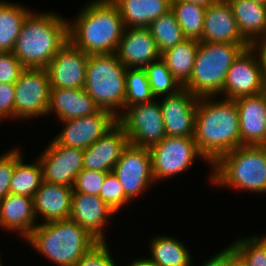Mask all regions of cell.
Returning <instances> with one entry per match:
<instances>
[{
    "mask_svg": "<svg viewBox=\"0 0 266 266\" xmlns=\"http://www.w3.org/2000/svg\"><path fill=\"white\" fill-rule=\"evenodd\" d=\"M74 266H116L106 242H98Z\"/></svg>",
    "mask_w": 266,
    "mask_h": 266,
    "instance_id": "obj_40",
    "label": "cell"
},
{
    "mask_svg": "<svg viewBox=\"0 0 266 266\" xmlns=\"http://www.w3.org/2000/svg\"><path fill=\"white\" fill-rule=\"evenodd\" d=\"M212 167V184L266 193V146L237 147L222 155Z\"/></svg>",
    "mask_w": 266,
    "mask_h": 266,
    "instance_id": "obj_6",
    "label": "cell"
},
{
    "mask_svg": "<svg viewBox=\"0 0 266 266\" xmlns=\"http://www.w3.org/2000/svg\"><path fill=\"white\" fill-rule=\"evenodd\" d=\"M15 86L14 84H0V121L14 118ZM3 119V120H2Z\"/></svg>",
    "mask_w": 266,
    "mask_h": 266,
    "instance_id": "obj_41",
    "label": "cell"
},
{
    "mask_svg": "<svg viewBox=\"0 0 266 266\" xmlns=\"http://www.w3.org/2000/svg\"><path fill=\"white\" fill-rule=\"evenodd\" d=\"M61 122L65 128L53 140L60 145L85 150L109 131L117 118L100 109L95 114Z\"/></svg>",
    "mask_w": 266,
    "mask_h": 266,
    "instance_id": "obj_14",
    "label": "cell"
},
{
    "mask_svg": "<svg viewBox=\"0 0 266 266\" xmlns=\"http://www.w3.org/2000/svg\"><path fill=\"white\" fill-rule=\"evenodd\" d=\"M24 69L13 52H0V84H14Z\"/></svg>",
    "mask_w": 266,
    "mask_h": 266,
    "instance_id": "obj_39",
    "label": "cell"
},
{
    "mask_svg": "<svg viewBox=\"0 0 266 266\" xmlns=\"http://www.w3.org/2000/svg\"><path fill=\"white\" fill-rule=\"evenodd\" d=\"M234 101L239 114L240 146H266V91Z\"/></svg>",
    "mask_w": 266,
    "mask_h": 266,
    "instance_id": "obj_17",
    "label": "cell"
},
{
    "mask_svg": "<svg viewBox=\"0 0 266 266\" xmlns=\"http://www.w3.org/2000/svg\"><path fill=\"white\" fill-rule=\"evenodd\" d=\"M206 7L183 0H171L174 13L183 35L187 39L200 40L204 27Z\"/></svg>",
    "mask_w": 266,
    "mask_h": 266,
    "instance_id": "obj_31",
    "label": "cell"
},
{
    "mask_svg": "<svg viewBox=\"0 0 266 266\" xmlns=\"http://www.w3.org/2000/svg\"><path fill=\"white\" fill-rule=\"evenodd\" d=\"M225 266H248L244 258L231 246L225 248Z\"/></svg>",
    "mask_w": 266,
    "mask_h": 266,
    "instance_id": "obj_43",
    "label": "cell"
},
{
    "mask_svg": "<svg viewBox=\"0 0 266 266\" xmlns=\"http://www.w3.org/2000/svg\"><path fill=\"white\" fill-rule=\"evenodd\" d=\"M69 22V41L86 54L116 53L124 31L119 9L111 0L87 3Z\"/></svg>",
    "mask_w": 266,
    "mask_h": 266,
    "instance_id": "obj_3",
    "label": "cell"
},
{
    "mask_svg": "<svg viewBox=\"0 0 266 266\" xmlns=\"http://www.w3.org/2000/svg\"><path fill=\"white\" fill-rule=\"evenodd\" d=\"M108 173L109 172L82 169L75 179L72 187L73 193L99 196Z\"/></svg>",
    "mask_w": 266,
    "mask_h": 266,
    "instance_id": "obj_37",
    "label": "cell"
},
{
    "mask_svg": "<svg viewBox=\"0 0 266 266\" xmlns=\"http://www.w3.org/2000/svg\"><path fill=\"white\" fill-rule=\"evenodd\" d=\"M88 56L68 41L46 68L51 88H84Z\"/></svg>",
    "mask_w": 266,
    "mask_h": 266,
    "instance_id": "obj_15",
    "label": "cell"
},
{
    "mask_svg": "<svg viewBox=\"0 0 266 266\" xmlns=\"http://www.w3.org/2000/svg\"><path fill=\"white\" fill-rule=\"evenodd\" d=\"M112 172L131 201L155 182L149 148L128 144Z\"/></svg>",
    "mask_w": 266,
    "mask_h": 266,
    "instance_id": "obj_11",
    "label": "cell"
},
{
    "mask_svg": "<svg viewBox=\"0 0 266 266\" xmlns=\"http://www.w3.org/2000/svg\"><path fill=\"white\" fill-rule=\"evenodd\" d=\"M56 12L28 14L14 50L24 68L46 69L51 59L69 41V22Z\"/></svg>",
    "mask_w": 266,
    "mask_h": 266,
    "instance_id": "obj_2",
    "label": "cell"
},
{
    "mask_svg": "<svg viewBox=\"0 0 266 266\" xmlns=\"http://www.w3.org/2000/svg\"><path fill=\"white\" fill-rule=\"evenodd\" d=\"M231 246L244 258L248 266H266V235L238 239Z\"/></svg>",
    "mask_w": 266,
    "mask_h": 266,
    "instance_id": "obj_35",
    "label": "cell"
},
{
    "mask_svg": "<svg viewBox=\"0 0 266 266\" xmlns=\"http://www.w3.org/2000/svg\"><path fill=\"white\" fill-rule=\"evenodd\" d=\"M129 266H157L149 258L135 259Z\"/></svg>",
    "mask_w": 266,
    "mask_h": 266,
    "instance_id": "obj_45",
    "label": "cell"
},
{
    "mask_svg": "<svg viewBox=\"0 0 266 266\" xmlns=\"http://www.w3.org/2000/svg\"><path fill=\"white\" fill-rule=\"evenodd\" d=\"M249 46L250 43L200 41L192 74L183 88L198 98L218 97L233 61Z\"/></svg>",
    "mask_w": 266,
    "mask_h": 266,
    "instance_id": "obj_5",
    "label": "cell"
},
{
    "mask_svg": "<svg viewBox=\"0 0 266 266\" xmlns=\"http://www.w3.org/2000/svg\"><path fill=\"white\" fill-rule=\"evenodd\" d=\"M211 43H249L240 33L228 0H216L206 7L202 37Z\"/></svg>",
    "mask_w": 266,
    "mask_h": 266,
    "instance_id": "obj_21",
    "label": "cell"
},
{
    "mask_svg": "<svg viewBox=\"0 0 266 266\" xmlns=\"http://www.w3.org/2000/svg\"><path fill=\"white\" fill-rule=\"evenodd\" d=\"M149 248L150 260L157 266H191V254L180 240L172 236H156Z\"/></svg>",
    "mask_w": 266,
    "mask_h": 266,
    "instance_id": "obj_29",
    "label": "cell"
},
{
    "mask_svg": "<svg viewBox=\"0 0 266 266\" xmlns=\"http://www.w3.org/2000/svg\"><path fill=\"white\" fill-rule=\"evenodd\" d=\"M30 12L24 5L0 0V52L14 50L21 26Z\"/></svg>",
    "mask_w": 266,
    "mask_h": 266,
    "instance_id": "obj_28",
    "label": "cell"
},
{
    "mask_svg": "<svg viewBox=\"0 0 266 266\" xmlns=\"http://www.w3.org/2000/svg\"><path fill=\"white\" fill-rule=\"evenodd\" d=\"M154 98L146 70L144 68H127L125 109L133 104L150 102Z\"/></svg>",
    "mask_w": 266,
    "mask_h": 266,
    "instance_id": "obj_34",
    "label": "cell"
},
{
    "mask_svg": "<svg viewBox=\"0 0 266 266\" xmlns=\"http://www.w3.org/2000/svg\"><path fill=\"white\" fill-rule=\"evenodd\" d=\"M33 198L25 195L7 194L0 200V227L17 231L26 239L37 227Z\"/></svg>",
    "mask_w": 266,
    "mask_h": 266,
    "instance_id": "obj_24",
    "label": "cell"
},
{
    "mask_svg": "<svg viewBox=\"0 0 266 266\" xmlns=\"http://www.w3.org/2000/svg\"><path fill=\"white\" fill-rule=\"evenodd\" d=\"M117 122L134 146L151 148L166 137L161 107L155 100L128 106L124 113L121 110Z\"/></svg>",
    "mask_w": 266,
    "mask_h": 266,
    "instance_id": "obj_8",
    "label": "cell"
},
{
    "mask_svg": "<svg viewBox=\"0 0 266 266\" xmlns=\"http://www.w3.org/2000/svg\"><path fill=\"white\" fill-rule=\"evenodd\" d=\"M250 46L257 51L256 54L258 56V60L260 63V68L262 72V79L266 86V38H262L254 41L250 44Z\"/></svg>",
    "mask_w": 266,
    "mask_h": 266,
    "instance_id": "obj_42",
    "label": "cell"
},
{
    "mask_svg": "<svg viewBox=\"0 0 266 266\" xmlns=\"http://www.w3.org/2000/svg\"><path fill=\"white\" fill-rule=\"evenodd\" d=\"M128 144L127 134L117 122L103 136L83 150V169L112 172Z\"/></svg>",
    "mask_w": 266,
    "mask_h": 266,
    "instance_id": "obj_18",
    "label": "cell"
},
{
    "mask_svg": "<svg viewBox=\"0 0 266 266\" xmlns=\"http://www.w3.org/2000/svg\"><path fill=\"white\" fill-rule=\"evenodd\" d=\"M201 266H225V249L212 256Z\"/></svg>",
    "mask_w": 266,
    "mask_h": 266,
    "instance_id": "obj_44",
    "label": "cell"
},
{
    "mask_svg": "<svg viewBox=\"0 0 266 266\" xmlns=\"http://www.w3.org/2000/svg\"><path fill=\"white\" fill-rule=\"evenodd\" d=\"M72 187L42 182L33 197L34 214L42 223L69 220L72 212Z\"/></svg>",
    "mask_w": 266,
    "mask_h": 266,
    "instance_id": "obj_22",
    "label": "cell"
},
{
    "mask_svg": "<svg viewBox=\"0 0 266 266\" xmlns=\"http://www.w3.org/2000/svg\"><path fill=\"white\" fill-rule=\"evenodd\" d=\"M183 1L198 4L203 7H208L210 4L214 3L216 0H183Z\"/></svg>",
    "mask_w": 266,
    "mask_h": 266,
    "instance_id": "obj_46",
    "label": "cell"
},
{
    "mask_svg": "<svg viewBox=\"0 0 266 266\" xmlns=\"http://www.w3.org/2000/svg\"><path fill=\"white\" fill-rule=\"evenodd\" d=\"M255 1H260V2H262L263 4L266 5V0H255Z\"/></svg>",
    "mask_w": 266,
    "mask_h": 266,
    "instance_id": "obj_47",
    "label": "cell"
},
{
    "mask_svg": "<svg viewBox=\"0 0 266 266\" xmlns=\"http://www.w3.org/2000/svg\"><path fill=\"white\" fill-rule=\"evenodd\" d=\"M25 241L57 266H74L98 243L70 219L40 223Z\"/></svg>",
    "mask_w": 266,
    "mask_h": 266,
    "instance_id": "obj_4",
    "label": "cell"
},
{
    "mask_svg": "<svg viewBox=\"0 0 266 266\" xmlns=\"http://www.w3.org/2000/svg\"><path fill=\"white\" fill-rule=\"evenodd\" d=\"M154 181L171 178L188 170L195 158L207 161L198 150L193 137L166 136L149 148Z\"/></svg>",
    "mask_w": 266,
    "mask_h": 266,
    "instance_id": "obj_9",
    "label": "cell"
},
{
    "mask_svg": "<svg viewBox=\"0 0 266 266\" xmlns=\"http://www.w3.org/2000/svg\"><path fill=\"white\" fill-rule=\"evenodd\" d=\"M199 42V40L186 38L175 47L161 53V59L182 86L192 74Z\"/></svg>",
    "mask_w": 266,
    "mask_h": 266,
    "instance_id": "obj_27",
    "label": "cell"
},
{
    "mask_svg": "<svg viewBox=\"0 0 266 266\" xmlns=\"http://www.w3.org/2000/svg\"><path fill=\"white\" fill-rule=\"evenodd\" d=\"M83 150L57 144L54 140L41 153L43 181L73 187L75 179L83 169Z\"/></svg>",
    "mask_w": 266,
    "mask_h": 266,
    "instance_id": "obj_13",
    "label": "cell"
},
{
    "mask_svg": "<svg viewBox=\"0 0 266 266\" xmlns=\"http://www.w3.org/2000/svg\"><path fill=\"white\" fill-rule=\"evenodd\" d=\"M198 98L194 140L204 158L213 165L222 155L240 147L239 114L234 100Z\"/></svg>",
    "mask_w": 266,
    "mask_h": 266,
    "instance_id": "obj_1",
    "label": "cell"
},
{
    "mask_svg": "<svg viewBox=\"0 0 266 266\" xmlns=\"http://www.w3.org/2000/svg\"><path fill=\"white\" fill-rule=\"evenodd\" d=\"M126 69L116 53L88 56L84 90L101 110L116 118L120 109L125 110Z\"/></svg>",
    "mask_w": 266,
    "mask_h": 266,
    "instance_id": "obj_7",
    "label": "cell"
},
{
    "mask_svg": "<svg viewBox=\"0 0 266 266\" xmlns=\"http://www.w3.org/2000/svg\"><path fill=\"white\" fill-rule=\"evenodd\" d=\"M144 69L147 72L150 88L155 98L162 97V95H173L183 89V86L172 75L161 58L153 61Z\"/></svg>",
    "mask_w": 266,
    "mask_h": 266,
    "instance_id": "obj_33",
    "label": "cell"
},
{
    "mask_svg": "<svg viewBox=\"0 0 266 266\" xmlns=\"http://www.w3.org/2000/svg\"><path fill=\"white\" fill-rule=\"evenodd\" d=\"M114 214L98 195L72 193L70 220L85 229L98 242H106L103 229Z\"/></svg>",
    "mask_w": 266,
    "mask_h": 266,
    "instance_id": "obj_20",
    "label": "cell"
},
{
    "mask_svg": "<svg viewBox=\"0 0 266 266\" xmlns=\"http://www.w3.org/2000/svg\"><path fill=\"white\" fill-rule=\"evenodd\" d=\"M125 27L142 28L171 10V0H111Z\"/></svg>",
    "mask_w": 266,
    "mask_h": 266,
    "instance_id": "obj_26",
    "label": "cell"
},
{
    "mask_svg": "<svg viewBox=\"0 0 266 266\" xmlns=\"http://www.w3.org/2000/svg\"><path fill=\"white\" fill-rule=\"evenodd\" d=\"M43 182V170L39 160L25 164L21 157L16 163L10 182L9 193L33 198Z\"/></svg>",
    "mask_w": 266,
    "mask_h": 266,
    "instance_id": "obj_30",
    "label": "cell"
},
{
    "mask_svg": "<svg viewBox=\"0 0 266 266\" xmlns=\"http://www.w3.org/2000/svg\"><path fill=\"white\" fill-rule=\"evenodd\" d=\"M22 157L18 148L9 150L0 156V200L9 194L10 182L15 163Z\"/></svg>",
    "mask_w": 266,
    "mask_h": 266,
    "instance_id": "obj_38",
    "label": "cell"
},
{
    "mask_svg": "<svg viewBox=\"0 0 266 266\" xmlns=\"http://www.w3.org/2000/svg\"><path fill=\"white\" fill-rule=\"evenodd\" d=\"M116 54L126 68H145L161 58L157 43L147 27H125Z\"/></svg>",
    "mask_w": 266,
    "mask_h": 266,
    "instance_id": "obj_19",
    "label": "cell"
},
{
    "mask_svg": "<svg viewBox=\"0 0 266 266\" xmlns=\"http://www.w3.org/2000/svg\"><path fill=\"white\" fill-rule=\"evenodd\" d=\"M147 28L155 39L160 53L175 47L186 39L171 10L153 20Z\"/></svg>",
    "mask_w": 266,
    "mask_h": 266,
    "instance_id": "obj_32",
    "label": "cell"
},
{
    "mask_svg": "<svg viewBox=\"0 0 266 266\" xmlns=\"http://www.w3.org/2000/svg\"><path fill=\"white\" fill-rule=\"evenodd\" d=\"M99 110L84 88H51L47 115L55 112L60 121L89 116Z\"/></svg>",
    "mask_w": 266,
    "mask_h": 266,
    "instance_id": "obj_23",
    "label": "cell"
},
{
    "mask_svg": "<svg viewBox=\"0 0 266 266\" xmlns=\"http://www.w3.org/2000/svg\"><path fill=\"white\" fill-rule=\"evenodd\" d=\"M14 86V119L47 115L51 85L46 69L25 68Z\"/></svg>",
    "mask_w": 266,
    "mask_h": 266,
    "instance_id": "obj_10",
    "label": "cell"
},
{
    "mask_svg": "<svg viewBox=\"0 0 266 266\" xmlns=\"http://www.w3.org/2000/svg\"><path fill=\"white\" fill-rule=\"evenodd\" d=\"M266 91L256 51L249 46L233 61L223 86L225 99L235 100Z\"/></svg>",
    "mask_w": 266,
    "mask_h": 266,
    "instance_id": "obj_12",
    "label": "cell"
},
{
    "mask_svg": "<svg viewBox=\"0 0 266 266\" xmlns=\"http://www.w3.org/2000/svg\"><path fill=\"white\" fill-rule=\"evenodd\" d=\"M159 102L166 136L193 137L198 97L186 89L162 97Z\"/></svg>",
    "mask_w": 266,
    "mask_h": 266,
    "instance_id": "obj_16",
    "label": "cell"
},
{
    "mask_svg": "<svg viewBox=\"0 0 266 266\" xmlns=\"http://www.w3.org/2000/svg\"><path fill=\"white\" fill-rule=\"evenodd\" d=\"M99 197L115 212L126 204L130 203V199L125 195L123 187L113 172L106 175L104 185L100 190Z\"/></svg>",
    "mask_w": 266,
    "mask_h": 266,
    "instance_id": "obj_36",
    "label": "cell"
},
{
    "mask_svg": "<svg viewBox=\"0 0 266 266\" xmlns=\"http://www.w3.org/2000/svg\"><path fill=\"white\" fill-rule=\"evenodd\" d=\"M241 35L251 44L266 38V5L255 0H228Z\"/></svg>",
    "mask_w": 266,
    "mask_h": 266,
    "instance_id": "obj_25",
    "label": "cell"
}]
</instances>
